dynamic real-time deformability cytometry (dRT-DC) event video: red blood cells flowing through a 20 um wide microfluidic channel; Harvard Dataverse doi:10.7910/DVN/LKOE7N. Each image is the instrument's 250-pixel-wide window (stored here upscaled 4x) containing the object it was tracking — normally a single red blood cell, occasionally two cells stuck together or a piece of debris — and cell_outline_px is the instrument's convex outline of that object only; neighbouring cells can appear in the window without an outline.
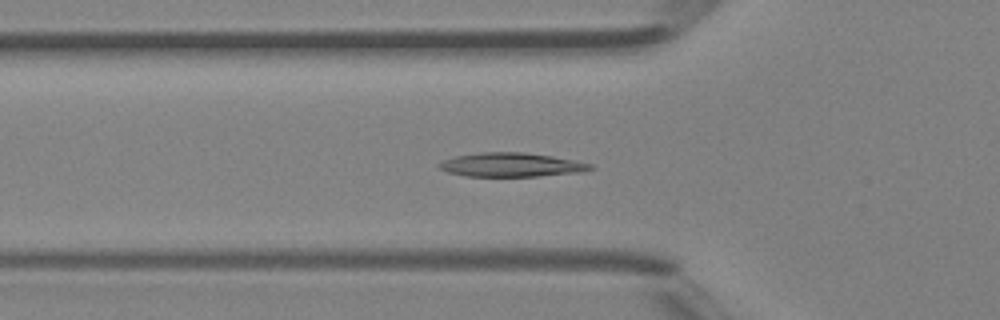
{"species": "Egyptian fruit bat (a non-hibernating species)", "species_latin": "Rousettus aegyptiacus", "temperature_condition": "room temperature", "stored_images_in_passage": 47, "camera_frame_rate_fps": 3000, "um_per_image_px": 0.085, "animal": {"sex": "female"}, "frame": {"image": 1, "passage_image": 16, "time_ms": 5.0, "image_size_px": [1000, 320], "cell_outline_px": [[596, 168], [584, 172], [540, 176], [464, 176], [448, 172], [440, 168], [436, 164], [444, 160], [456, 156], [480, 152], [524, 152], [552, 156], [592, 164]], "centroid_in_image_um": [43.49, 14.01], "position_along_channel_um": 82.3, "area_um2": 21.15}}
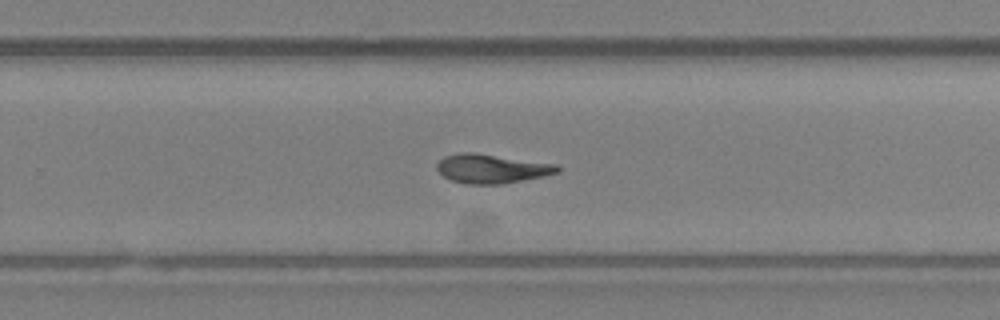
{"frame": {"image": 2, "passage_image": 30, "time_ms": 9.667, "image_size_px": [1000, 320], "cell_outline_px": [[560, 172], [544, 176], [504, 184], [468, 184], [452, 180], [444, 176], [436, 168], [436, 164], [444, 156], [460, 152], [472, 152], [556, 164], [560, 168]], "centroid_in_image_um": [41.79, 14.34], "position_along_channel_um": 288.0, "area_um2": 20.35}}
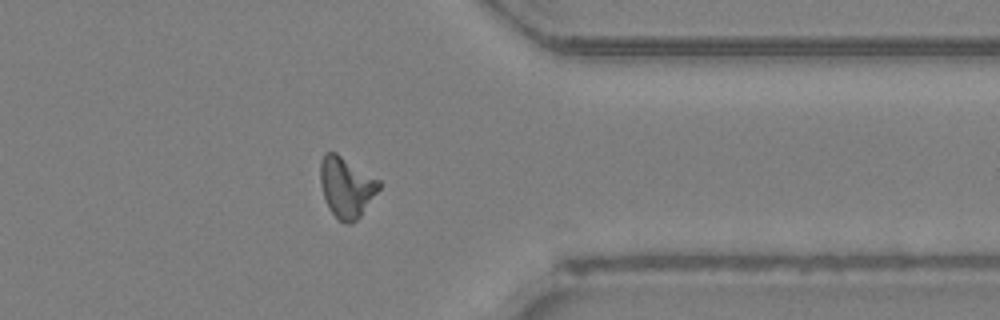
{"frame": {"image": 3, "passage_image": 37, "time_ms": 12.0, "image_size_px": [1000, 320], "cell_outline_px": [[380, 188], [360, 216], [352, 224], [344, 224], [328, 208], [320, 184], [320, 160], [324, 152], [336, 152], [380, 180]], "centroid_in_image_um": [29.43, 15.89], "position_along_channel_um": 382.0, "area_um2": 20.69}, "authors_computed_cell_mechanics": {"area_um2": 20.3456, "velocity_mm_per_s": 4.4313, "shape_relaxation_time_tau1_ms": null, "shape_relaxation_time_tau2_ms": 8.3203, "deformation_change_tau1": null, "deformation_change_tau2": 0.1557}}